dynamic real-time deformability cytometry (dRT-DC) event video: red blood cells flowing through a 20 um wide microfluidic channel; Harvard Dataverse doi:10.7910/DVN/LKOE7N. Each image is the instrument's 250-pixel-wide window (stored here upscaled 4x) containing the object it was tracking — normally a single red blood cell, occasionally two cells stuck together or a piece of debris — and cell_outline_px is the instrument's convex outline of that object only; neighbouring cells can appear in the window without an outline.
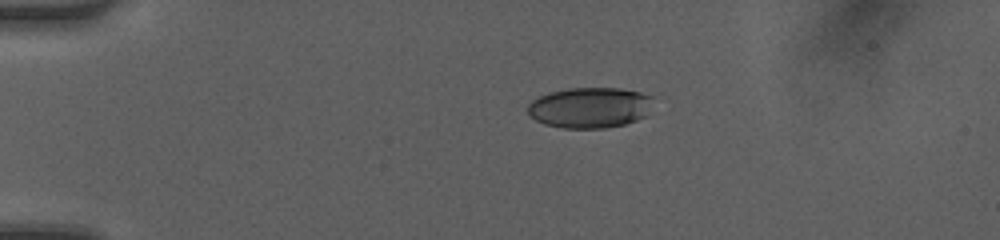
{"species": "human", "species_latin": "Homo sapiens", "temperature_condition": "room temperature", "stored_images_in_passage": 39, "camera_frame_rate_fps": 3000, "um_per_image_px": 0.085, "donor": {"sex": "female"}, "frame": {"image": 1, "passage_image": 1, "time_ms": 0.0, "image_size_px": [1000, 240], "cell_outline_px": [[652, 96], [644, 116], [636, 120], [624, 124], [604, 128], [564, 128], [544, 124], [536, 120], [528, 112], [528, 104], [532, 100], [548, 92], [568, 88], [620, 88], [640, 92]], "centroid_in_image_um": [50.08, 9.14], "position_along_channel_um": 34.9, "area_um2": 29.42}}
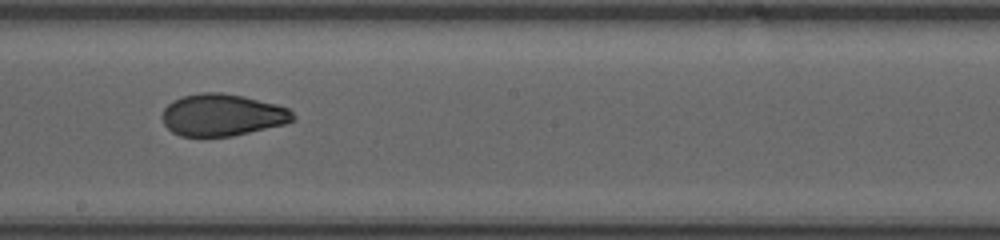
{"frame": {"image": 2, "passage_image": 19, "time_ms": 6.0, "image_size_px": [1000, 240], "cell_outline_px": [[296, 120], [284, 124], [232, 136], [180, 136], [172, 132], [164, 124], [160, 116], [164, 108], [172, 100], [180, 96], [200, 92], [220, 92], [244, 96], [276, 104], [288, 108], [296, 116]], "centroid_in_image_um": [18.87, 9.76], "position_along_channel_um": 229.3, "area_um2": 32.25}}
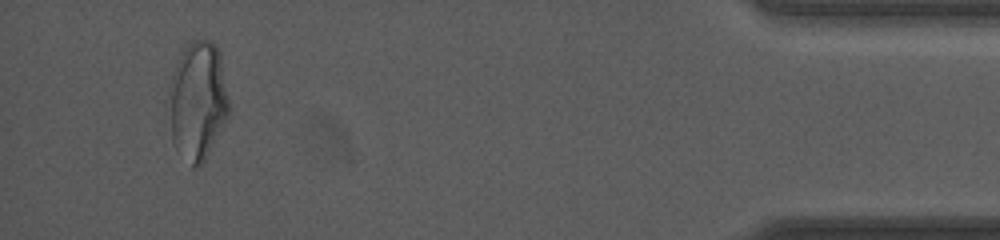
{"frame": {"image": 3, "passage_image": 37, "time_ms": 12.0, "image_size_px": [1000, 240], "cell_outline_px": [[232, 112], [204, 160], [196, 168], [192, 164], [172, 140], [168, 88], [176, 64], [188, 44], [192, 40], [208, 40], [220, 52]], "centroid_in_image_um": [16.86, 8.53], "position_along_channel_um": 418.3, "area_um2": 41.04}, "authors_computed_cell_mechanics": {"area_um2": 32.3102, "velocity_mm_per_s": 4.2075, "shape_relaxation_time_tau1_ms": 7.4108, "shape_relaxation_time_tau2_ms": 1.3137, "deformation_change_tau1": 0.2136, "deformation_change_tau2": 0.0593}}